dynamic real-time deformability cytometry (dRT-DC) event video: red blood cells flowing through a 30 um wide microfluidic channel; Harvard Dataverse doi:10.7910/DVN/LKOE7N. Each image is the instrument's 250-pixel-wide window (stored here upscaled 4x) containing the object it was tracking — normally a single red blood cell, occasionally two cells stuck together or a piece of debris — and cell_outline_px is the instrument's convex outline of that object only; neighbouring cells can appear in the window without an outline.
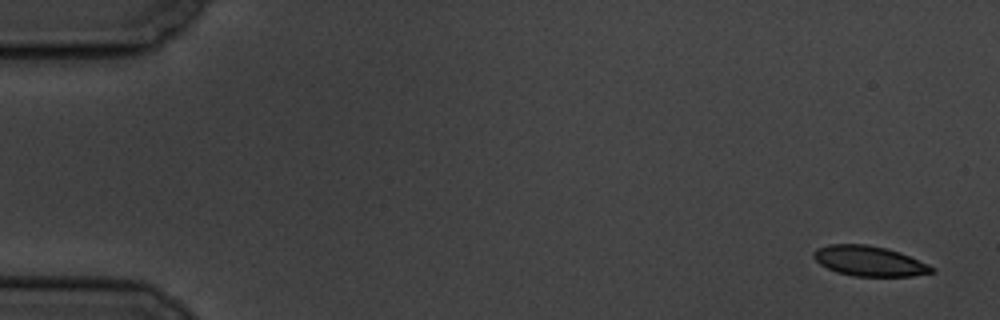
{"species": "common noctule bat (a hibernating species)", "species_latin": "Nyctalus noctula", "temperature_condition": "cold", "stored_images_in_passage": 7, "camera_frame_rate_fps": 3000, "um_per_image_px": 0.085, "animal": {"sex": "male", "body_mass_g": 19.5, "forearm_length_mm": 54.6}, "frame": {"image": 1, "passage_image": 1, "time_ms": 0.0, "image_size_px": [1000, 320], "cell_outline_px": [[936, 272], [912, 276], [852, 276], [836, 272], [820, 264], [812, 256], [812, 252], [816, 248], [828, 244], [868, 244], [888, 248], [900, 252], [928, 264], [936, 268]], "centroid_in_image_um": [73.89, 22.18], "position_along_channel_um": 11.1, "area_um2": 20.98}}
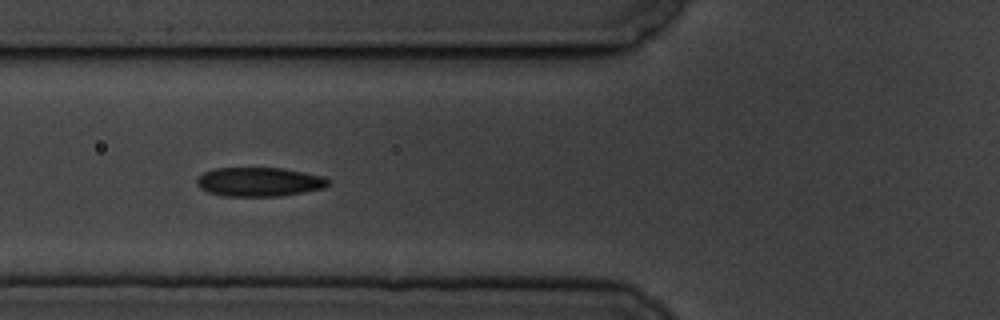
{"frame": {"image": 2, "passage_image": 6, "time_ms": 6.667, "image_size_px": [1000, 320], "cell_outline_px": [[332, 180], [324, 188], [304, 192], [280, 196], [224, 196], [208, 192], [200, 188], [196, 184], [196, 180], [204, 172], [216, 168], [284, 168], [324, 176]], "centroid_in_image_um": [22.06, 15.46], "position_along_channel_um": 103.7, "area_um2": 22.37}}
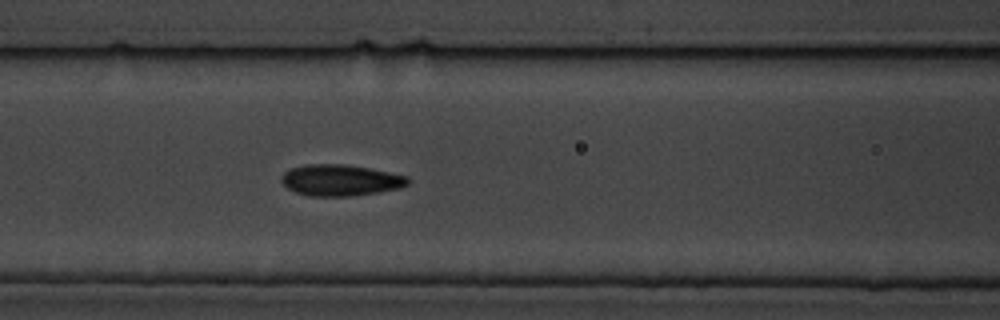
{"frame": {"image": 3, "passage_image": 7, "time_ms": 7.667, "image_size_px": [1000, 320], "cell_outline_px": [[408, 184], [400, 188], [352, 196], [308, 196], [296, 192], [288, 188], [280, 180], [280, 176], [284, 172], [292, 168], [304, 164], [344, 164], [368, 168], [408, 176]], "centroid_in_image_um": [28.9, 15.31], "position_along_channel_um": 137.7, "area_um2": 22.95}}